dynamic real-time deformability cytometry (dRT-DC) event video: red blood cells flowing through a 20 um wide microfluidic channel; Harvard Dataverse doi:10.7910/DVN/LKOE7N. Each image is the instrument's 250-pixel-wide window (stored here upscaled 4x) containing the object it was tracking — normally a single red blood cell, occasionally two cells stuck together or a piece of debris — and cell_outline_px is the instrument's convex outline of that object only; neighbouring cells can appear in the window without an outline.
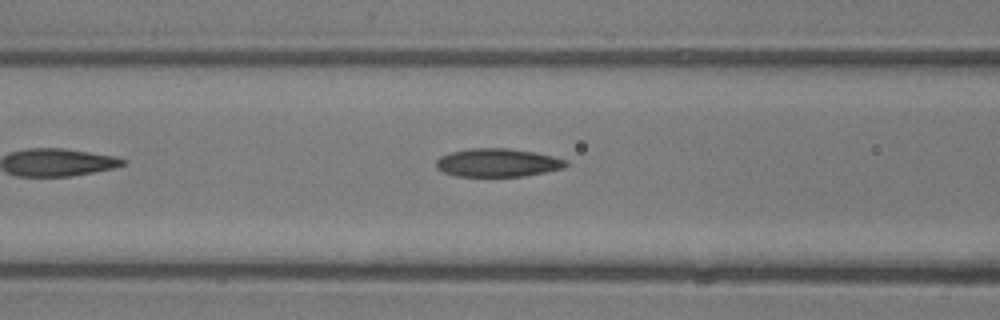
{"species": "common noctule bat (a hibernating species)", "species_latin": "Nyctalus noctula", "temperature_condition": "room temperature", "stored_images_in_passage": 8, "camera_frame_rate_fps": 3000, "um_per_image_px": 0.085, "animal": {"sex": "male", "body_mass_g": 13.3}, "frame": {"image": 1, "passage_image": 6, "time_ms": 1.667, "image_size_px": [1000, 320], "cell_outline_px": [[568, 164], [564, 168], [524, 176], [456, 176], [444, 172], [436, 168], [436, 160], [440, 156], [452, 152], [472, 148], [508, 148], [536, 152], [568, 160]], "centroid_in_image_um": [42.31, 13.82], "position_along_channel_um": 124.3, "area_um2": 21.39}}